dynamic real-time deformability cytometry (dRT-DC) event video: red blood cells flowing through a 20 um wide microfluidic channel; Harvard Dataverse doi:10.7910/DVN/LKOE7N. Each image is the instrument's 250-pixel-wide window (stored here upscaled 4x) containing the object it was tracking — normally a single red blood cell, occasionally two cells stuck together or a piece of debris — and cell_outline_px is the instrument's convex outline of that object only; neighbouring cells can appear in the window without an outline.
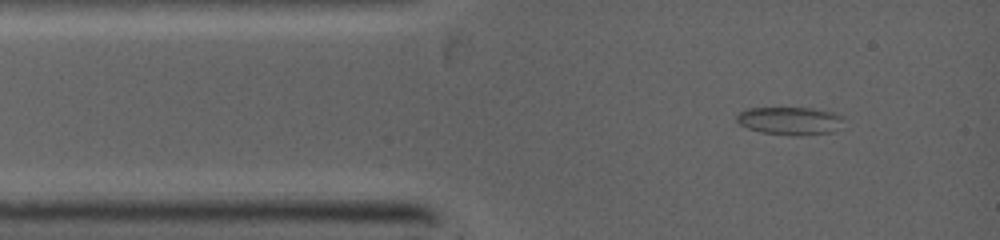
{"species": "common noctule bat (a hibernating species)", "species_latin": "Nyctalus noctula", "temperature_condition": "warm", "stored_images_in_passage": 2, "camera_frame_rate_fps": 5000, "um_per_image_px": 0.085, "animal": {"sex": "female", "body_mass_g": 19.0, "forearm_length_mm": 53.3}, "frame": {"image": 1, "passage_image": 1, "time_ms": 0.0, "image_size_px": [1000, 240], "cell_outline_px": [[840, 116], [832, 132], [800, 136], [796, 136], [760, 132], [748, 128], [740, 124], [736, 120], [736, 116], [740, 112], [748, 108], [812, 108], [832, 112]], "centroid_in_image_um": [67.03, 10.27], "position_along_channel_um": 18.0, "area_um2": 16.94}}